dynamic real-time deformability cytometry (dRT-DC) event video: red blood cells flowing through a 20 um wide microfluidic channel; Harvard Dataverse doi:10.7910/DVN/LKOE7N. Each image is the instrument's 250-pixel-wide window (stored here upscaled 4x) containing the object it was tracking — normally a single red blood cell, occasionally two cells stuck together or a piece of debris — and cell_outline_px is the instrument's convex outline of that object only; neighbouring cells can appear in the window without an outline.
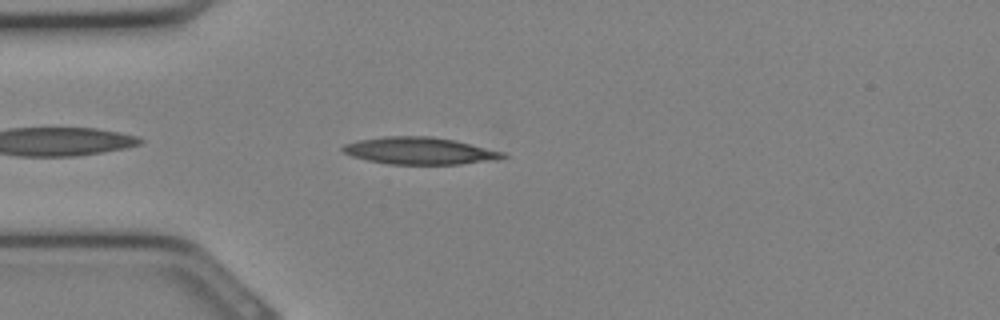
{"species": "Egyptian fruit bat (a non-hibernating species)", "species_latin": "Rousettus aegyptiacus", "temperature_condition": "cold", "stored_images_in_passage": 25, "camera_frame_rate_fps": 3000, "um_per_image_px": 0.085, "animal": {"sex": "female"}, "frame": {"image": 1, "passage_image": 2, "time_ms": 0.333, "image_size_px": [1000, 320], "cell_outline_px": [[508, 156], [496, 160], [460, 164], [388, 164], [368, 160], [352, 156], [344, 152], [340, 148], [344, 144], [356, 140], [384, 136], [432, 136], [456, 140], [504, 152]], "centroid_in_image_um": [35.67, 12.81], "position_along_channel_um": 49.3, "area_um2": 25.43}}
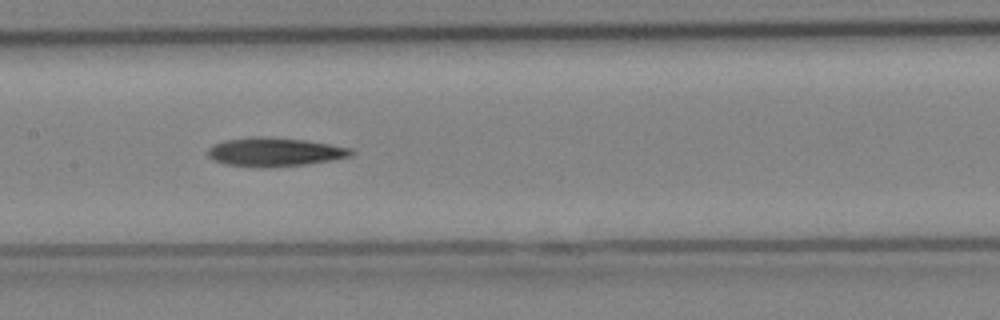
{"frame": {"image": 2, "passage_image": 9, "time_ms": 2.667, "image_size_px": [1000, 320], "cell_outline_px": [[356, 152], [352, 156], [332, 160], [304, 164], [228, 164], [216, 160], [208, 156], [208, 148], [212, 144], [224, 140], [252, 136], [256, 136], [304, 140], [352, 148]], "centroid_in_image_um": [23.4, 12.86], "position_along_channel_um": 184.0, "area_um2": 22.77}}
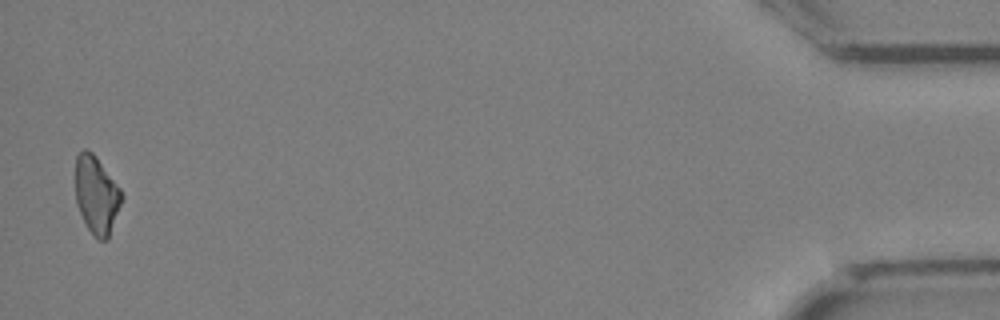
{"frame": {"image": 3, "passage_image": 25, "time_ms": 8.0, "image_size_px": [1000, 320], "cell_outline_px": [[124, 196], [108, 240], [96, 240], [88, 228], [76, 204], [76, 156], [84, 148], [92, 152], [96, 156], [120, 188]], "centroid_in_image_um": [8.22, 16.59], "position_along_channel_um": 427.0, "area_um2": 20.98}}